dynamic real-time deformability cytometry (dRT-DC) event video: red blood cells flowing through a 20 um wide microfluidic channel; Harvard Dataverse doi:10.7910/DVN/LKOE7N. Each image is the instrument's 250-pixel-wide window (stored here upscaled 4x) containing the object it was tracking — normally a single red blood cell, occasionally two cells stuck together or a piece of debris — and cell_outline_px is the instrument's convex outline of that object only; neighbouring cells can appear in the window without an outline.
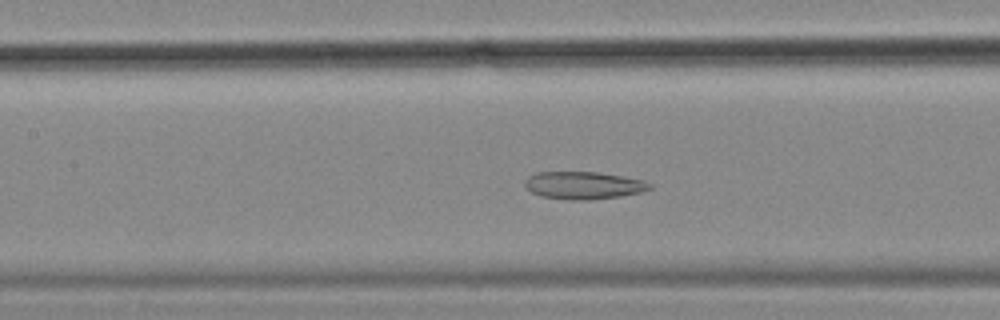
{"species": "common noctule bat (a hibernating species)", "species_latin": "Nyctalus noctula", "temperature_condition": "cold", "stored_images_in_passage": 49, "camera_frame_rate_fps": 3000, "um_per_image_px": 0.085, "animal": {"sex": "female", "body_mass_g": 18.4}, "frame": {"image": 1, "passage_image": 25, "time_ms": 8.0, "image_size_px": [1000, 320], "cell_outline_px": [[652, 188], [644, 192], [620, 196], [592, 200], [572, 200], [540, 196], [532, 192], [524, 184], [528, 176], [536, 172], [600, 172], [624, 176], [644, 180], [652, 184]], "centroid_in_image_um": [49.65, 15.75], "position_along_channel_um": 157.7, "area_um2": 20.23}}
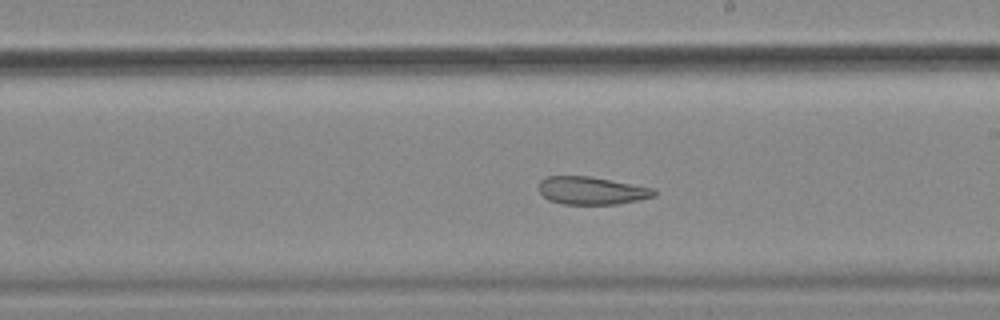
{"frame": {"image": 2, "passage_image": 32, "time_ms": 10.333, "image_size_px": [1000, 320], "cell_outline_px": [[656, 196], [616, 204], [564, 204], [548, 200], [540, 192], [540, 180], [544, 176], [592, 176], [656, 188]], "centroid_in_image_um": [50.31, 16.19], "position_along_channel_um": 238.7, "area_um2": 18.79}}
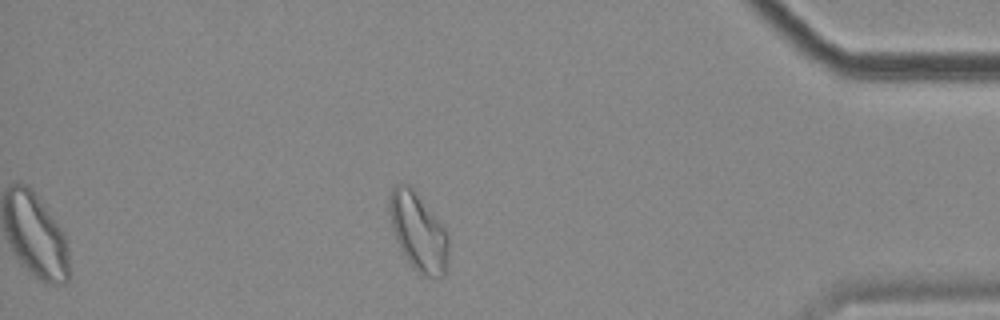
{"frame": {"image": 3, "passage_image": 49, "time_ms": 16.0, "image_size_px": [1000, 320], "cell_outline_px": [[448, 268], [444, 276], [420, 276], [412, 268], [404, 256], [400, 248], [392, 228], [388, 212], [388, 196], [392, 188], [396, 184], [408, 184], [412, 188], [444, 224], [448, 236]], "centroid_in_image_um": [35.56, 19.72], "position_along_channel_um": 399.6, "area_um2": 27.46}, "authors_computed_cell_mechanics": {"area_um2": 23.3512, "velocity_mm_per_s": 3.4893, "shape_relaxation_time_tau1_ms": null, "shape_relaxation_time_tau2_ms": 2.7661, "deformation_change_tau1": null, "deformation_change_tau2": 0.1066}}